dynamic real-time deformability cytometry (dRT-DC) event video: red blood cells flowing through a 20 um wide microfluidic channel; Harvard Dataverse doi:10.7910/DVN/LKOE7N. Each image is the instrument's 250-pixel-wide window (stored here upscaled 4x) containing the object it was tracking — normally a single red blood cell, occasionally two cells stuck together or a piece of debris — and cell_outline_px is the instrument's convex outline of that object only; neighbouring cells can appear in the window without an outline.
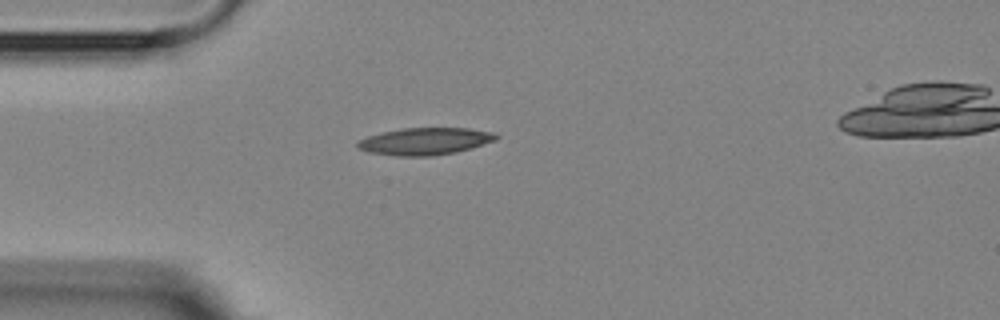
{"species": "Egyptian fruit bat (a non-hibernating species)", "species_latin": "Rousettus aegyptiacus", "temperature_condition": "room temperature", "stored_images_in_passage": 2, "camera_frame_rate_fps": 3000, "um_per_image_px": 0.085, "animal": {"sex": "female"}, "frame": {"image": 1, "passage_image": 1, "time_ms": 0.0, "image_size_px": [1000, 320], "cell_outline_px": [[500, 136], [496, 140], [472, 148], [456, 152], [432, 156], [396, 156], [368, 152], [356, 148], [356, 144], [360, 140], [368, 136], [380, 132], [404, 128], [468, 128], [496, 132]], "centroid_in_image_um": [36.15, 12.01], "position_along_channel_um": 48.9, "area_um2": 22.14}}